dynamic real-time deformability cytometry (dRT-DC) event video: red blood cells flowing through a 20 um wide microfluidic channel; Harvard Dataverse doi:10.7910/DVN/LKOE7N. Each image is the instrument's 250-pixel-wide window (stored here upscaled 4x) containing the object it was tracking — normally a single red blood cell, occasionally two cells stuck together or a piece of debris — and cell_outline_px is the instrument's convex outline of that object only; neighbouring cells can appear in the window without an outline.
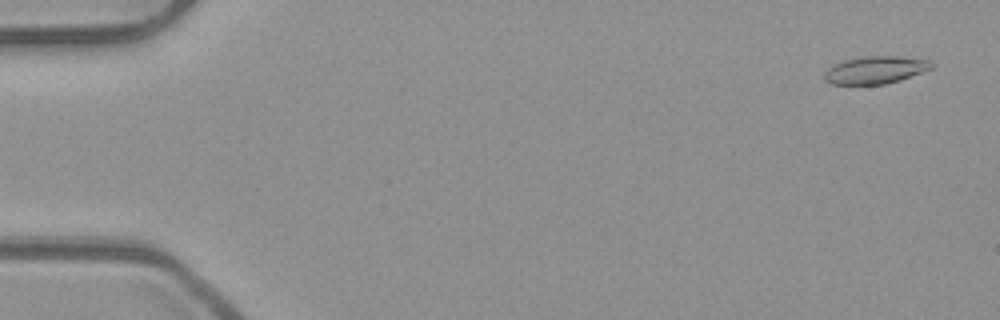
{"species": "common noctule bat (a hibernating species)", "species_latin": "Nyctalus noctula", "temperature_condition": "room temperature", "stored_images_in_passage": 53, "camera_frame_rate_fps": 3000, "um_per_image_px": 0.085, "animal": {"sex": "male", "body_mass_g": 23.1, "forearm_length_mm": 52.7}, "frame": {"image": 1, "passage_image": 3, "time_ms": 0.667, "image_size_px": [1000, 320], "cell_outline_px": [[936, 64], [932, 68], [900, 80], [884, 84], [832, 84], [824, 80], [824, 72], [828, 68], [844, 60], [864, 56], [900, 56], [928, 60]], "centroid_in_image_um": [74.41, 5.94], "position_along_channel_um": 10.6, "area_um2": 17.11}}
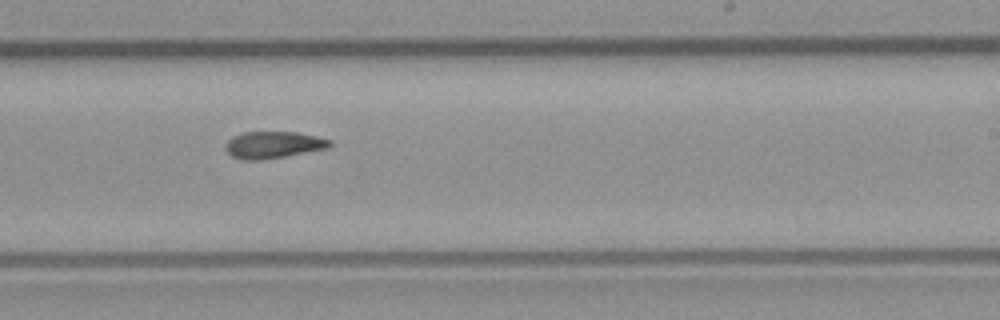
{"frame": {"image": 2, "passage_image": 33, "time_ms": 10.667, "image_size_px": [1000, 320], "cell_outline_px": [[332, 144], [328, 148], [284, 156], [260, 160], [240, 160], [232, 156], [224, 148], [228, 140], [232, 136], [244, 132], [296, 132], [316, 136], [332, 140]], "centroid_in_image_um": [23.21, 12.31], "position_along_channel_um": 265.8, "area_um2": 16.3}}
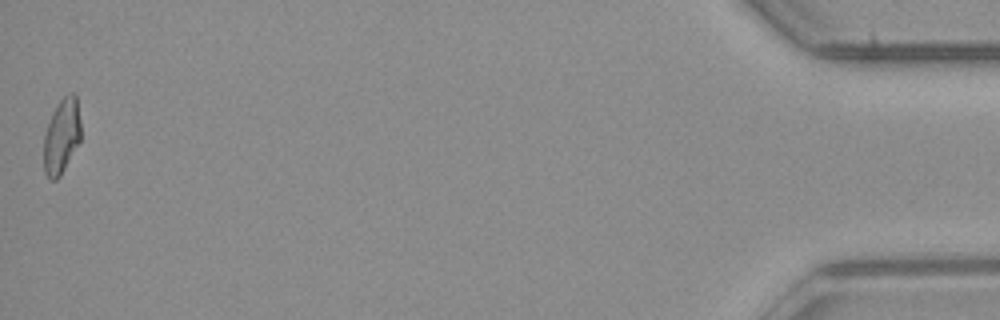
{"frame": {"image": 3, "passage_image": 53, "time_ms": 17.333, "image_size_px": [1000, 320], "cell_outline_px": [[80, 140], [60, 176], [56, 180], [52, 180], [44, 172], [44, 136], [52, 112], [60, 100], [64, 96], [72, 92], [76, 92], [80, 120]], "centroid_in_image_um": [5.24, 11.54], "position_along_channel_um": 430.0, "area_um2": 16.07}, "authors_computed_cell_mechanics": {"area_um2": 16.8198, "velocity_mm_per_s": 3.9569, "shape_relaxation_time_tau1_ms": null, "shape_relaxation_time_tau2_ms": 7.4679, "deformation_change_tau1": null, "deformation_change_tau2": 0.1748}}